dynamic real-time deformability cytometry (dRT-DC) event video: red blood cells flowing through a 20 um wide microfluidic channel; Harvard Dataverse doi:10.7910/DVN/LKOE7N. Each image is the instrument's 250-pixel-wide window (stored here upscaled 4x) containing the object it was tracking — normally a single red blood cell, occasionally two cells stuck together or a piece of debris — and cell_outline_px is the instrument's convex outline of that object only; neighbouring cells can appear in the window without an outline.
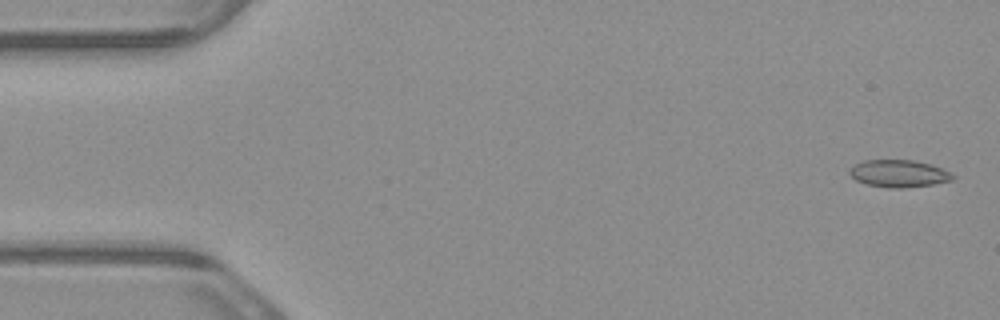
{"species": "common noctule bat (a hibernating species)", "species_latin": "Nyctalus noctula", "temperature_condition": "warm", "stored_images_in_passage": 5, "camera_frame_rate_fps": 3000, "um_per_image_px": 0.085, "animal": {"sex": "male", "body_mass_g": 23.1, "forearm_length_mm": 52.7}, "frame": {"image": 1, "passage_image": 1, "time_ms": 0.0, "image_size_px": [1000, 320], "cell_outline_px": [[956, 176], [952, 180], [932, 184], [900, 188], [888, 188], [868, 184], [856, 180], [848, 172], [856, 164], [864, 160], [912, 160], [932, 164]], "centroid_in_image_um": [76.4, 14.75], "position_along_channel_um": 8.6, "area_um2": 16.13}}
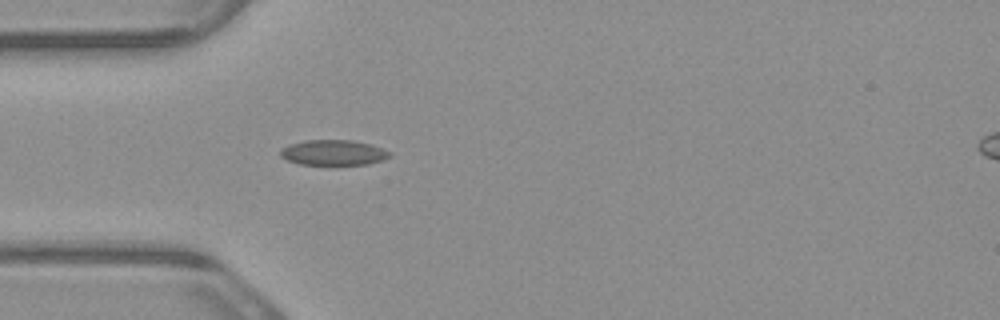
{"frame": {"image": 2, "passage_image": 5, "time_ms": 1.333, "image_size_px": [1000, 320], "cell_outline_px": [[392, 156], [384, 160], [368, 164], [300, 164], [288, 160], [280, 156], [280, 148], [288, 144], [304, 140], [352, 140], [372, 144], [392, 152]], "centroid_in_image_um": [28.36, 12.96], "position_along_channel_um": 56.6, "area_um2": 16.3}}